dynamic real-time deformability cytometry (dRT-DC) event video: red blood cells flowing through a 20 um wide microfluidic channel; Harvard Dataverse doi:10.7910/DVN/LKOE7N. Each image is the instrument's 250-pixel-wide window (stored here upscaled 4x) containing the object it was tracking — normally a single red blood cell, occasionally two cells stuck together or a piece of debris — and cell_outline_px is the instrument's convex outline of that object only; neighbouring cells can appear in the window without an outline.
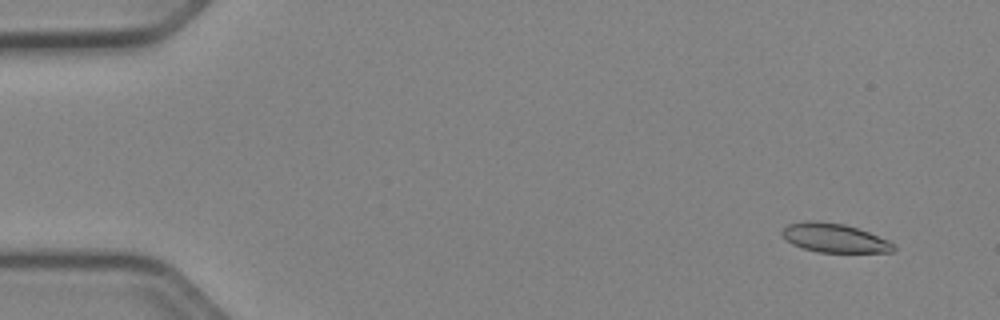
{"species": "Egyptian fruit bat (a non-hibernating species)", "species_latin": "Rousettus aegyptiacus", "temperature_condition": "cold", "stored_images_in_passage": 51, "camera_frame_rate_fps": 3000, "um_per_image_px": 0.085, "animal": {"sex": "female"}, "frame": {"image": 1, "passage_image": 4, "time_ms": 1.0, "image_size_px": [1000, 320], "cell_outline_px": [[896, 248], [892, 252], [820, 252], [804, 248], [792, 244], [780, 232], [788, 224], [808, 220], [812, 220], [844, 224], [868, 232], [888, 240], [896, 244]], "centroid_in_image_um": [70.95, 20.22], "position_along_channel_um": 14.1, "area_um2": 18.61}}
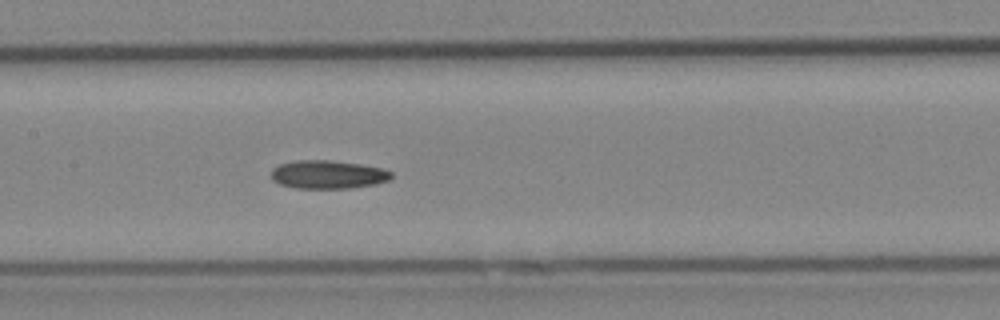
{"frame": {"image": 2, "passage_image": 26, "time_ms": 8.333, "image_size_px": [1000, 320], "cell_outline_px": [[392, 176], [388, 180], [376, 184], [348, 188], [296, 188], [280, 184], [272, 180], [272, 168], [280, 164], [296, 160], [332, 160], [380, 168], [392, 172]], "centroid_in_image_um": [27.84, 14.83], "position_along_channel_um": 179.6, "area_um2": 19.65}}
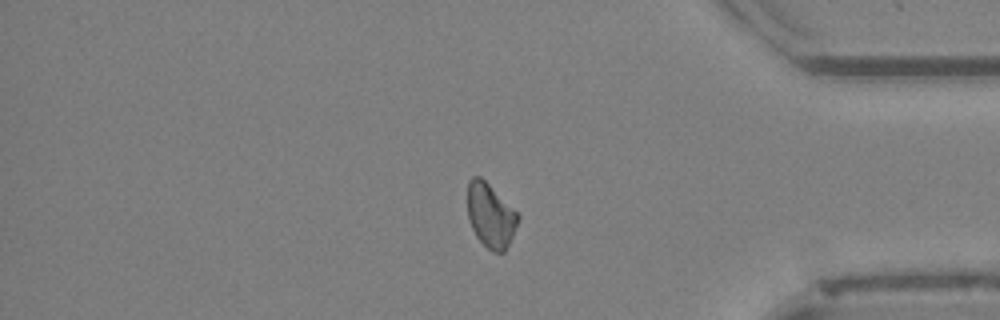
{"frame": {"image": 3, "passage_image": 44, "time_ms": 14.333, "image_size_px": [1000, 320], "cell_outline_px": [[520, 216], [512, 236], [504, 252], [492, 252], [476, 236], [468, 220], [468, 180], [472, 176], [480, 176]], "centroid_in_image_um": [41.67, 18.32], "position_along_channel_um": 393.5, "area_um2": 18.44}, "authors_computed_cell_mechanics": {"area_um2": 19.2474, "velocity_mm_per_s": 3.9501, "shape_relaxation_time_tau1_ms": 7.1216, "shape_relaxation_time_tau2_ms": null, "deformation_change_tau1": 0.1399, "deformation_change_tau2": null}}